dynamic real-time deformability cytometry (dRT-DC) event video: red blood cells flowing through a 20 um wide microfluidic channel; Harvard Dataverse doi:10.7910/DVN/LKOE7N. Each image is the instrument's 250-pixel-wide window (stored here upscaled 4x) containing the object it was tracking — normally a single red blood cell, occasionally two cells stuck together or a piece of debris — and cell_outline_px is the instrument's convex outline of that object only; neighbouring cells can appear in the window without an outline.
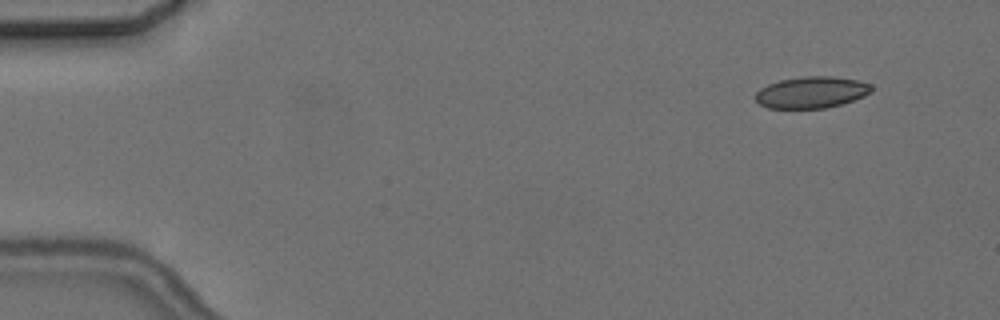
{"species": "common noctule bat (a hibernating species)", "species_latin": "Nyctalus noctula", "temperature_condition": "cold", "stored_images_in_passage": 6, "camera_frame_rate_fps": 3000, "um_per_image_px": 0.085, "animal": {"sex": "female", "body_mass_g": 24.6, "forearm_length_mm": 56.2}, "frame": {"image": 1, "passage_image": 1, "time_ms": 0.0, "image_size_px": [1000, 320], "cell_outline_px": [[872, 92], [864, 96], [840, 104], [824, 108], [768, 108], [760, 104], [756, 100], [756, 92], [760, 88], [768, 84], [780, 80], [804, 76], [832, 76], [856, 80], [872, 84]], "centroid_in_image_um": [68.98, 7.84], "position_along_channel_um": 16.0, "area_um2": 21.21}}
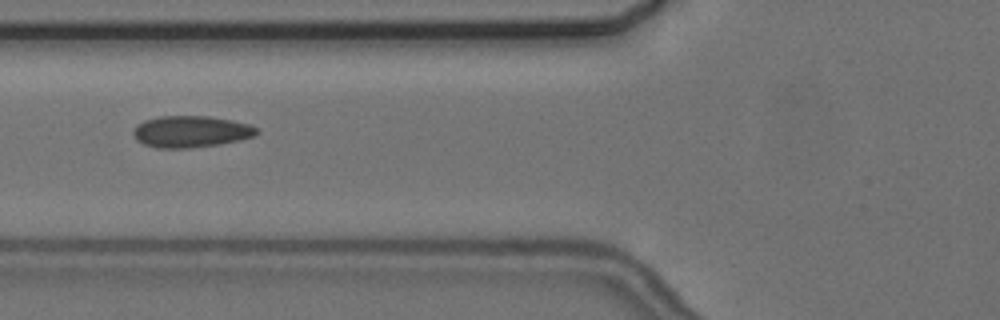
{"frame": {"image": 2, "passage_image": 5, "time_ms": 5.667, "image_size_px": [1000, 320], "cell_outline_px": [[260, 132], [256, 136], [240, 140], [220, 144], [192, 148], [156, 148], [144, 144], [136, 140], [132, 132], [136, 124], [144, 120], [160, 116], [208, 116], [232, 120], [248, 124], [260, 128]], "centroid_in_image_um": [16.25, 11.19], "position_along_channel_um": 109.6, "area_um2": 23.06}}
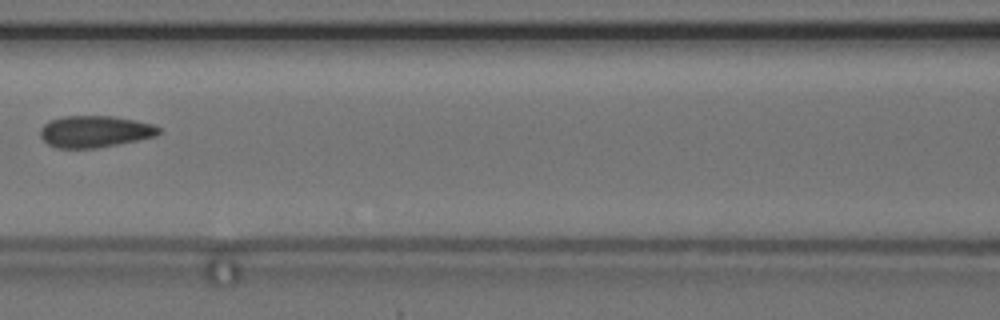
{"frame": {"image": 3, "passage_image": 6, "time_ms": 7.0, "image_size_px": [1000, 320], "cell_outline_px": [[160, 132], [156, 136], [96, 148], [56, 148], [48, 144], [40, 136], [40, 128], [48, 120], [64, 116], [112, 116], [136, 120], [152, 124], [160, 128]], "centroid_in_image_um": [8.03, 11.17], "position_along_channel_um": 158.6, "area_um2": 21.85}}